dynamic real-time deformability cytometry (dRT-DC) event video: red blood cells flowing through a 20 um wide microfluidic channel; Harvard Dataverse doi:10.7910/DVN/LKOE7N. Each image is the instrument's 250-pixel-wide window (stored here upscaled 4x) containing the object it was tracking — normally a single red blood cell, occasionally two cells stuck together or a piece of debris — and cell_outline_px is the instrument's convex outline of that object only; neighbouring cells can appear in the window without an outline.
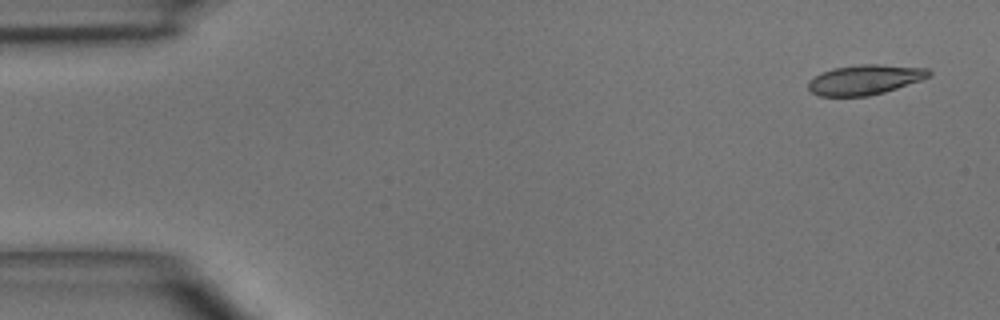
{"species": "common noctule bat (a hibernating species)", "species_latin": "Nyctalus noctula", "temperature_condition": "room temperature", "stored_images_in_passage": 4, "camera_frame_rate_fps": 3000, "um_per_image_px": 0.085, "animal": {"sex": "male", "body_mass_g": 15.6}, "frame": {"image": 1, "passage_image": 1, "time_ms": 0.0, "image_size_px": [1000, 320], "cell_outline_px": [[932, 76], [884, 92], [868, 96], [820, 96], [812, 92], [808, 88], [808, 80], [832, 68], [860, 64], [876, 64], [928, 68], [932, 72]], "centroid_in_image_um": [73.53, 6.77], "position_along_channel_um": 11.5, "area_um2": 20.92}}
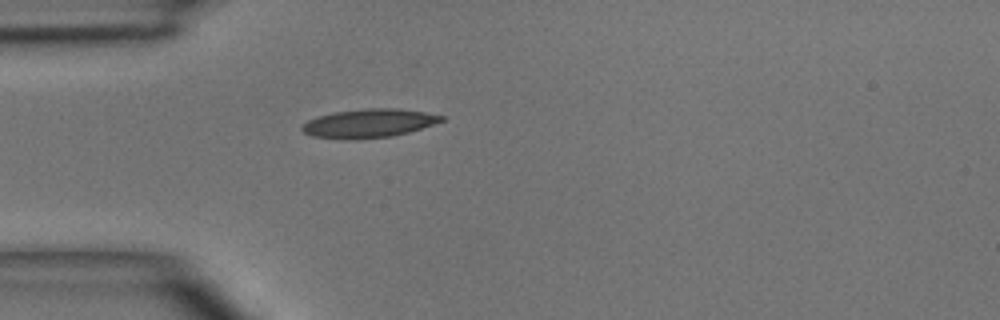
{"frame": {"image": 2, "passage_image": 4, "time_ms": 3.667, "image_size_px": [1000, 320], "cell_outline_px": [[444, 120], [408, 132], [392, 136], [356, 140], [344, 140], [312, 136], [304, 132], [300, 128], [300, 124], [316, 116], [332, 112], [368, 108], [396, 108], [424, 112], [444, 116]], "centroid_in_image_um": [31.26, 10.49], "position_along_channel_um": 53.7, "area_um2": 23.47}}